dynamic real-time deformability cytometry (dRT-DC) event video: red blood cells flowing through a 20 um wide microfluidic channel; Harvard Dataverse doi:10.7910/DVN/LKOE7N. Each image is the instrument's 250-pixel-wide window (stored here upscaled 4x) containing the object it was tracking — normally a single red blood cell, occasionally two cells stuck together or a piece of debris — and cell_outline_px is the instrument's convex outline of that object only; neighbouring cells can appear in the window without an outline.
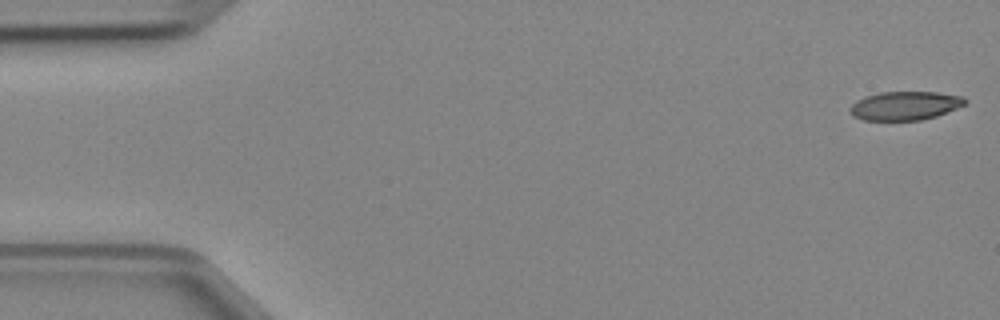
{"species": "Egyptian fruit bat (a non-hibernating species)", "species_latin": "Rousettus aegyptiacus", "temperature_condition": "cold", "stored_images_in_passage": 47, "camera_frame_rate_fps": 3000, "um_per_image_px": 0.085, "animal": {"sex": "female"}, "frame": {"image": 1, "passage_image": 1, "time_ms": 0.0, "image_size_px": [1000, 320], "cell_outline_px": [[968, 100], [964, 104], [956, 108], [936, 116], [920, 120], [864, 120], [852, 116], [848, 108], [856, 100], [864, 96], [880, 92], [936, 92], [964, 96]], "centroid_in_image_um": [76.89, 8.98], "position_along_channel_um": 8.1, "area_um2": 19.31}}
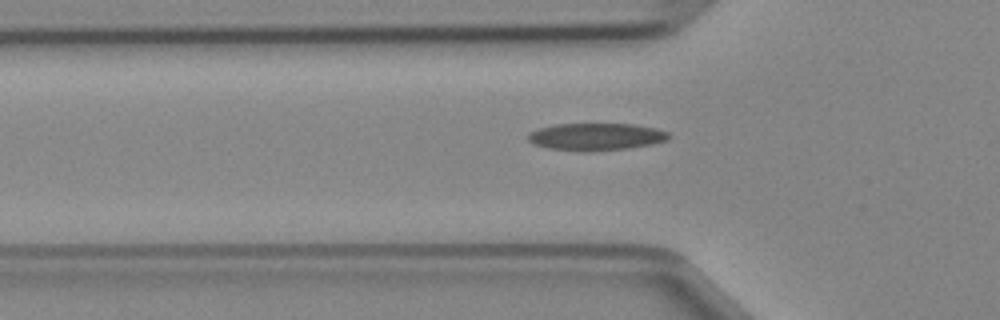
{"frame": {"image": 2, "passage_image": 15, "time_ms": 4.667, "image_size_px": [1000, 320], "cell_outline_px": [[668, 140], [652, 144], [628, 148], [584, 152], [548, 148], [532, 144], [528, 140], [528, 132], [540, 128], [556, 124], [632, 124], [656, 128], [668, 132]], "centroid_in_image_um": [50.63, 11.62], "position_along_channel_um": 75.2, "area_um2": 22.37}}
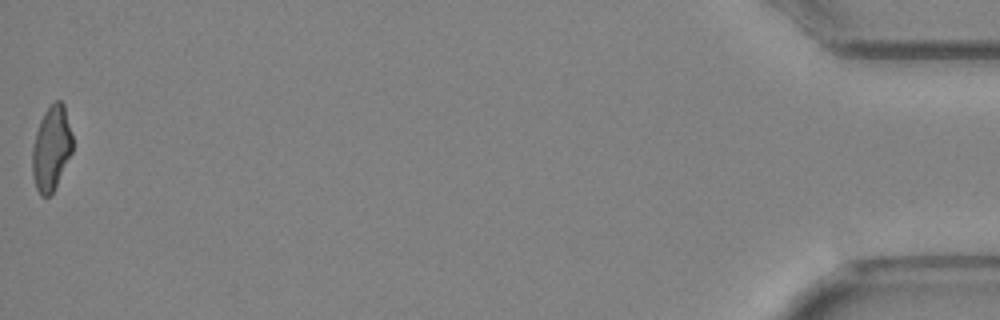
{"frame": {"image": 3, "passage_image": 47, "time_ms": 15.333, "image_size_px": [1000, 320], "cell_outline_px": [[72, 152], [52, 192], [48, 196], [40, 196], [36, 188], [32, 176], [32, 148], [36, 132], [40, 120], [44, 112], [56, 100], [60, 100], [64, 104], [72, 136]], "centroid_in_image_um": [4.35, 12.6], "position_along_channel_um": 430.9, "area_um2": 19.59}}